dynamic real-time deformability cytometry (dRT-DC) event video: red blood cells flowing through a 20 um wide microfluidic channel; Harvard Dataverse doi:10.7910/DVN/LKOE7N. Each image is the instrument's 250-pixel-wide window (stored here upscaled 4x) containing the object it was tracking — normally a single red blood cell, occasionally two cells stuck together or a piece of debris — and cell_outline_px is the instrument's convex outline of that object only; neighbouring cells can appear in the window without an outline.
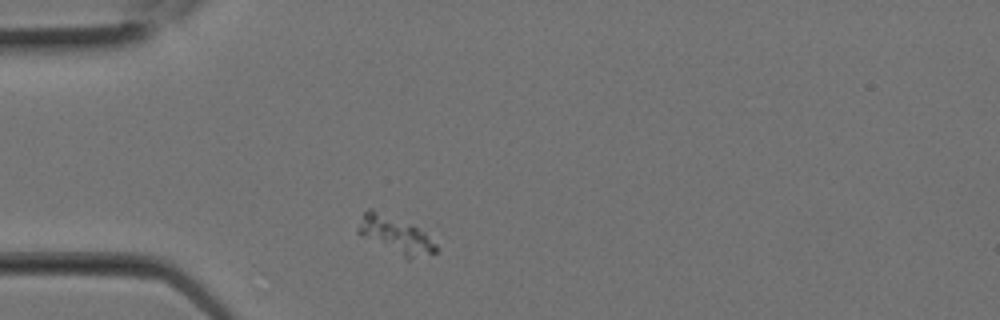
{"species": "Egyptian fruit bat (a non-hibernating species)", "species_latin": "Rousettus aegyptiacus", "temperature_condition": "room temperature", "stored_images_in_passage": 1, "camera_frame_rate_fps": 3000, "um_per_image_px": 0.085, "animal": {"sex": "female"}, "frame": {"image": 1, "passage_image": 1, "time_ms": 0.0, "image_size_px": [1000, 320], "cell_outline_px": [[440, 248], [436, 252], [408, 260], [360, 236], [356, 232], [356, 228], [364, 212], [368, 208], [372, 208], [412, 224], [424, 232]], "centroid_in_image_um": [33.58, 19.97], "position_along_channel_um": 51.4, "area_um2": 17.05}}